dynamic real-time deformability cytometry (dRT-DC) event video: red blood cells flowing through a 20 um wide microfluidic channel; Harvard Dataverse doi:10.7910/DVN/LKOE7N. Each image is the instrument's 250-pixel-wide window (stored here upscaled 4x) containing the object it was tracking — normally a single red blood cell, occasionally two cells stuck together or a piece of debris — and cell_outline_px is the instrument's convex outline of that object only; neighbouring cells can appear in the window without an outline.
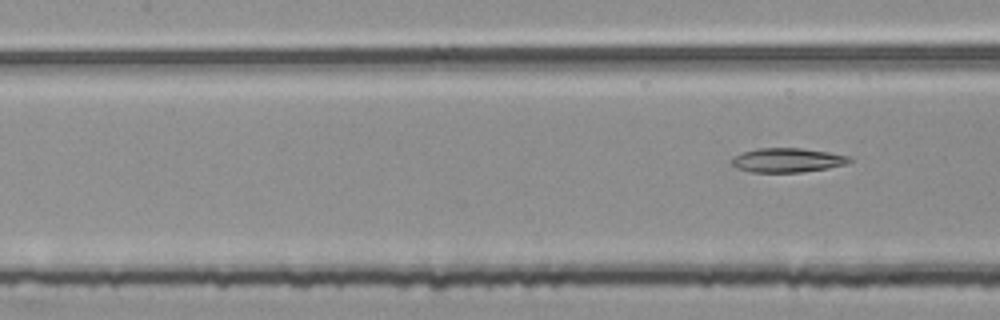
{"species": "common noctule bat (a hibernating species)", "species_latin": "Nyctalus noctula", "temperature_condition": "room temperature", "stored_images_in_passage": 6, "segment_of_instrument_passage": [2, 2], "camera_frame_rate_fps": 3000, "um_per_image_px": 0.085, "animal": {"sex": "female", "body_mass_g": 25.1}, "frame": {"image": 1, "passage_image": 6, "time_ms": 1.667, "image_size_px": [1000, 320], "cell_outline_px": [[852, 160], [844, 164], [828, 168], [800, 172], [752, 172], [736, 168], [732, 164], [732, 156], [740, 152], [756, 148], [800, 148], [828, 152], [848, 156]], "centroid_in_image_um": [66.86, 13.61], "position_along_channel_um": 140.5, "area_um2": 16.59}}